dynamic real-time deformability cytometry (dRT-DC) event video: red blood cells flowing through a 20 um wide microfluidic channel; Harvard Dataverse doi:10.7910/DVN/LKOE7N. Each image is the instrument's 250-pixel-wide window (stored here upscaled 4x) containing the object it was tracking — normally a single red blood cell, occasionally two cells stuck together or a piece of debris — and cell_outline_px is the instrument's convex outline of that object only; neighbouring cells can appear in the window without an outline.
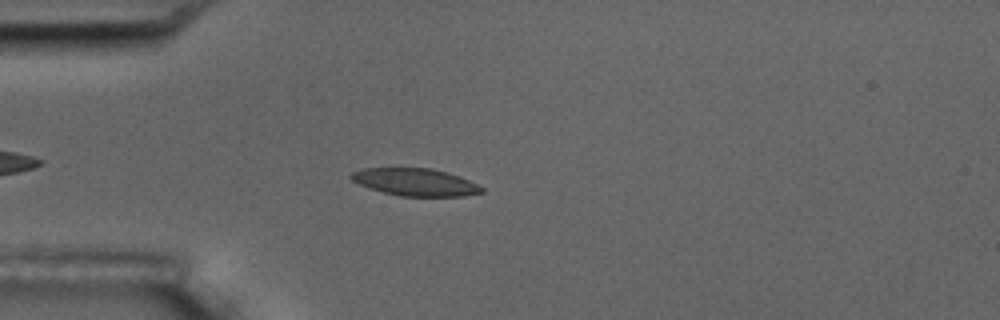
{"species": "common noctule bat (a hibernating species)", "species_latin": "Nyctalus noctula", "temperature_condition": "room temperature", "stored_images_in_passage": 4, "camera_frame_rate_fps": 3000, "um_per_image_px": 0.085, "animal": {"sex": "male", "body_mass_g": 17.5, "forearm_length_mm": 52.3}, "frame": {"image": 1, "passage_image": 4, "time_ms": 3.333, "image_size_px": [1000, 320], "cell_outline_px": [[484, 192], [464, 196], [400, 196], [384, 192], [360, 184], [352, 180], [348, 176], [352, 172], [364, 168], [432, 168], [448, 172], [460, 176], [484, 188]], "centroid_in_image_um": [35.32, 15.47], "position_along_channel_um": 49.7, "area_um2": 20.75}}